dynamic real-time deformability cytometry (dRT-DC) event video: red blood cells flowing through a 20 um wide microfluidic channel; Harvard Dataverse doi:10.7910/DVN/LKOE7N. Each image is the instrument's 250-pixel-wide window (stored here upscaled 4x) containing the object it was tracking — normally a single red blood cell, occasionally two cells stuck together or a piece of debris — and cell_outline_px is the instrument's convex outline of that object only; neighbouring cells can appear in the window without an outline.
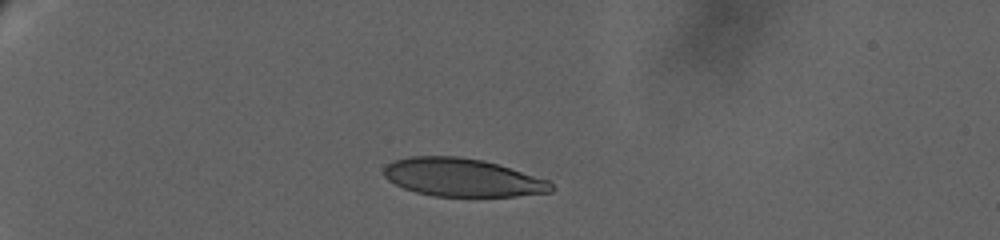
{"species": "human", "species_latin": "Homo sapiens", "temperature_condition": "warm", "stored_images_in_passage": 35, "camera_frame_rate_fps": 3000, "um_per_image_px": 0.085, "donor": {"sex": "female"}, "frame": {"image": 1, "passage_image": 1, "time_ms": 0.0, "image_size_px": [1000, 240], "cell_outline_px": [[556, 188], [552, 192], [516, 196], [436, 196], [416, 192], [404, 188], [388, 180], [384, 176], [384, 168], [392, 160], [408, 156], [460, 156], [484, 160], [548, 180]], "centroid_in_image_um": [39.3, 15.08], "position_along_channel_um": 45.7, "area_um2": 37.17}}
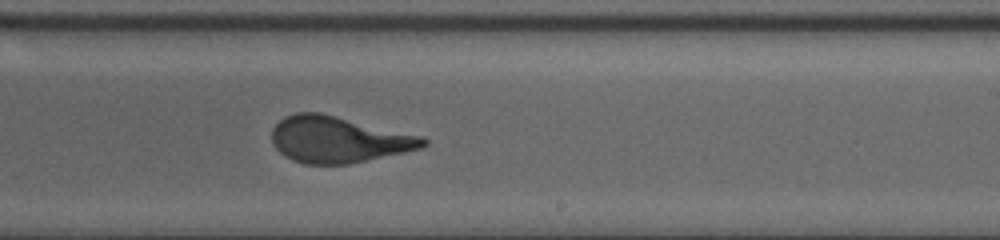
{"frame": {"image": 2, "passage_image": 19, "time_ms": 10.0, "image_size_px": [1000, 240], "cell_outline_px": [[428, 144], [420, 148], [404, 152], [348, 164], [304, 164], [292, 160], [284, 156], [272, 144], [272, 128], [284, 116], [296, 112], [320, 112], [424, 136], [428, 140]], "centroid_in_image_um": [28.75, 11.85], "position_along_channel_um": 260.2, "area_um2": 40.98}}
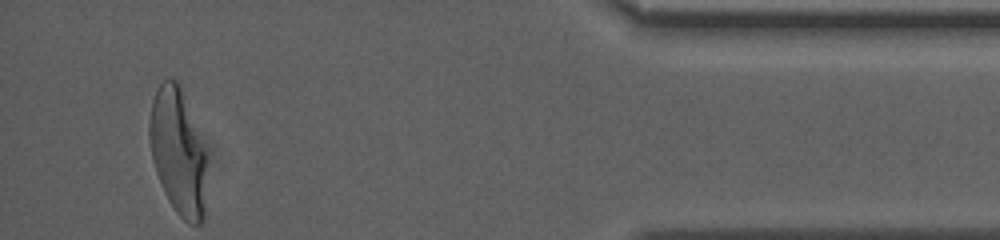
{"frame": {"image": 3, "passage_image": 35, "time_ms": 17.333, "image_size_px": [1000, 240], "cell_outline_px": [[208, 156], [204, 220], [200, 224], [188, 224], [176, 212], [168, 200], [160, 184], [152, 160], [148, 136], [148, 124], [152, 100], [160, 84], [164, 80], [176, 80], [180, 84]], "centroid_in_image_um": [15.15, 12.94], "position_along_channel_um": 420.1, "area_um2": 42.89}, "authors_computed_cell_mechanics": {"area_um2": 40.4022, "velocity_mm_per_s": 2.7827, "shape_relaxation_time_tau1_ms": 6.2593, "shape_relaxation_time_tau2_ms": null, "deformation_change_tau1": 0.2342, "deformation_change_tau2": null}}